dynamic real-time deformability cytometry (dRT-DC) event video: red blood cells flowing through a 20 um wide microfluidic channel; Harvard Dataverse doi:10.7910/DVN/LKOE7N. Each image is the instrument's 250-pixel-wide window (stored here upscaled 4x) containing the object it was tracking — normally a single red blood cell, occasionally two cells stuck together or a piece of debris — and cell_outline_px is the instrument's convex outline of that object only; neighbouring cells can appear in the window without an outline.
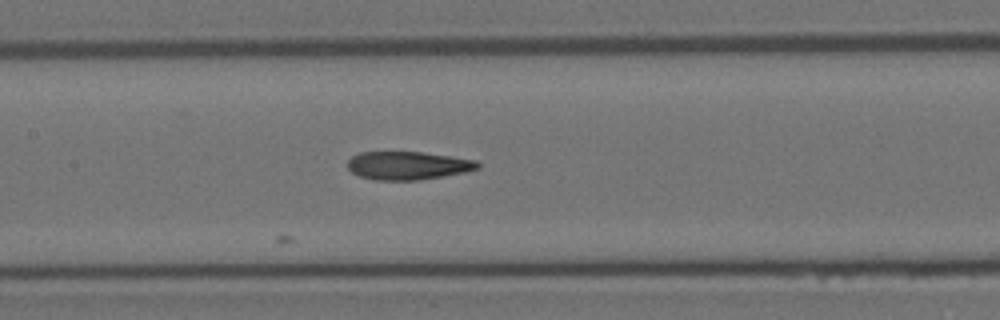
{"species": "Egyptian fruit bat (a non-hibernating species)", "species_latin": "Rousettus aegyptiacus", "temperature_condition": "room temperature", "stored_images_in_passage": 7, "segment_of_instrument_passage": [1, 2], "camera_frame_rate_fps": 3000, "um_per_image_px": 0.085, "animal": {"sex": "female"}, "frame": {"image": 1, "passage_image": 6, "time_ms": 1.667, "image_size_px": [1000, 320], "cell_outline_px": [[480, 168], [464, 172], [416, 180], [376, 180], [360, 176], [352, 172], [348, 168], [348, 160], [352, 156], [360, 152], [424, 152], [452, 156], [476, 160], [480, 164]], "centroid_in_image_um": [34.67, 14.06], "position_along_channel_um": 172.7, "area_um2": 21.27}}